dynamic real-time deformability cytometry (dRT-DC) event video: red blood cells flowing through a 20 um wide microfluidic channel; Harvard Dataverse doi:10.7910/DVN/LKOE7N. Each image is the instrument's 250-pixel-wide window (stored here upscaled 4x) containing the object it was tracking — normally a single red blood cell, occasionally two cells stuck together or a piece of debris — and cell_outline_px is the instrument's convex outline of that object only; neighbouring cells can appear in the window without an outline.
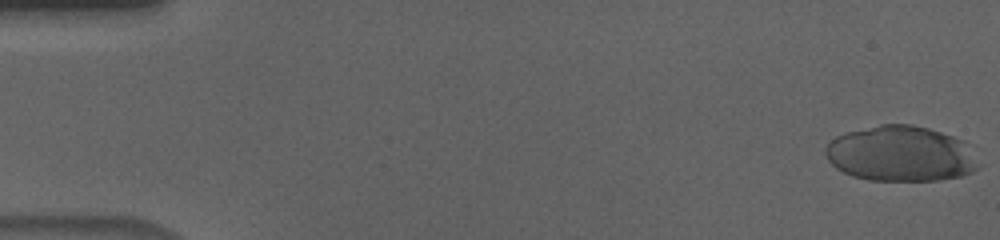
{"species": "human", "species_latin": "Homo sapiens", "temperature_condition": "cold", "stored_images_in_passage": 56, "camera_frame_rate_fps": 3000, "um_per_image_px": 0.085, "donor": {"sex": "male"}, "frame": {"image": 1, "passage_image": 1, "time_ms": 0.0, "image_size_px": [1000, 240], "cell_outline_px": [[984, 164], [980, 168], [972, 172], [960, 176], [940, 180], [868, 180], [852, 176], [836, 168], [828, 160], [824, 152], [824, 148], [836, 136], [848, 132], [880, 124], [912, 124], [928, 128], [964, 140]], "centroid_in_image_um": [76.62, 13.07], "position_along_channel_um": 8.4, "area_um2": 49.94}}
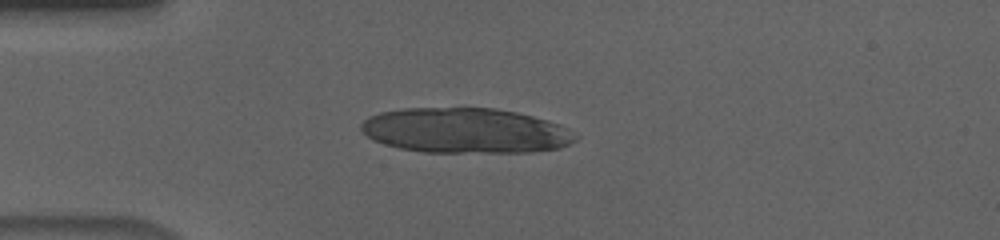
{"frame": {"image": 2, "passage_image": 15, "time_ms": 4.667, "image_size_px": [1000, 240], "cell_outline_px": [[580, 136], [576, 140], [560, 148], [532, 152], [424, 152], [400, 148], [384, 144], [372, 140], [360, 128], [360, 124], [368, 116], [380, 112], [404, 108], [496, 108], [516, 112], [548, 120], [560, 124], [568, 128]], "centroid_in_image_um": [39.58, 11.1], "position_along_channel_um": 45.4, "area_um2": 56.7}}